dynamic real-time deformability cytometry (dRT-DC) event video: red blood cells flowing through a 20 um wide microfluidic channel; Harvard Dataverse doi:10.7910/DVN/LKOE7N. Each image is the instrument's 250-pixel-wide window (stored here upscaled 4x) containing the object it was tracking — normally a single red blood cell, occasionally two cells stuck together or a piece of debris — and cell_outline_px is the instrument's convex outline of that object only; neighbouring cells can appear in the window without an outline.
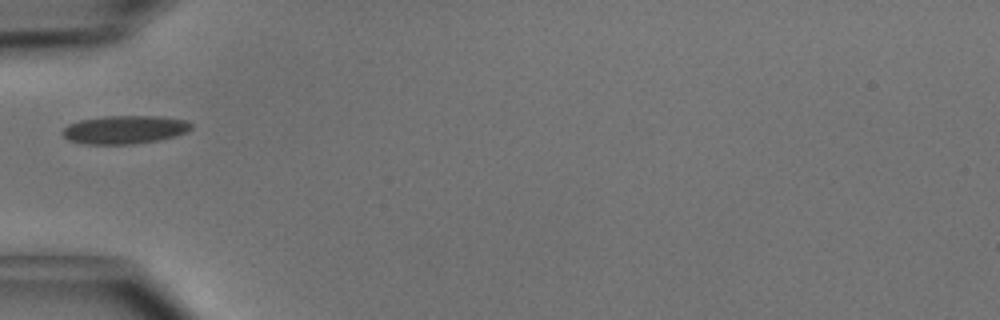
{"species": "common noctule bat (a hibernating species)", "species_latin": "Nyctalus noctula", "temperature_condition": "cold", "stored_images_in_passage": 4, "camera_frame_rate_fps": 3000, "um_per_image_px": 0.085, "animal": {"sex": "male", "body_mass_g": 15.6}, "frame": {"image": 1, "passage_image": 1, "time_ms": 0.0, "image_size_px": [1000, 320], "cell_outline_px": [[192, 128], [188, 132], [176, 136], [160, 140], [132, 144], [84, 144], [68, 140], [60, 132], [68, 124], [80, 120], [104, 116], [160, 116], [188, 120], [192, 124]], "centroid_in_image_um": [10.62, 11.02], "position_along_channel_um": 74.4, "area_um2": 21.5}}